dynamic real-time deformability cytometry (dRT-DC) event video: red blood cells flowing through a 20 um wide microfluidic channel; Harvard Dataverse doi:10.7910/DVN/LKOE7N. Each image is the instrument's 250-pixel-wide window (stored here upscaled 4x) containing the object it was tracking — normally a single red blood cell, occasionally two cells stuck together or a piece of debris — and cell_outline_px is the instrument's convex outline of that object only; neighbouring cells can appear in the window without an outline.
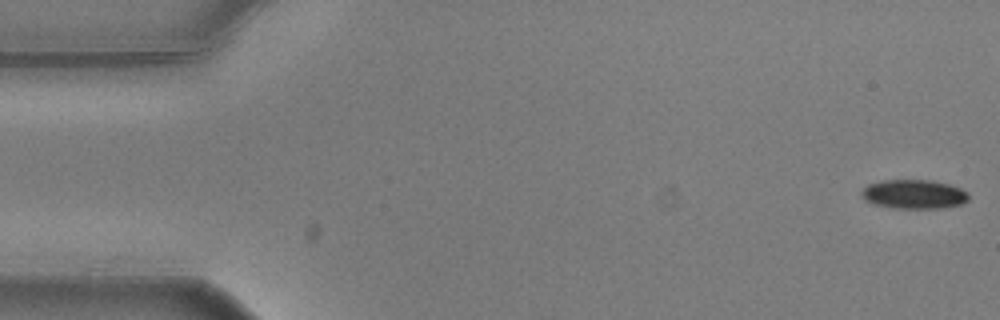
{"species": "common noctule bat (a hibernating species)", "species_latin": "Nyctalus noctula", "temperature_condition": "warm", "stored_images_in_passage": 55, "camera_frame_rate_fps": 3000, "um_per_image_px": 0.085, "animal": {"sex": "male", "body_mass_g": 20.5, "forearm_length_mm": 52.5}, "frame": {"image": 1, "passage_image": 1, "time_ms": 0.0, "image_size_px": [1000, 320], "cell_outline_px": [[968, 200], [960, 204], [944, 208], [892, 208], [872, 204], [864, 200], [860, 196], [860, 192], [868, 184], [880, 180], [932, 180], [948, 184], [960, 188], [968, 192]], "centroid_in_image_um": [77.64, 16.51], "position_along_channel_um": 7.4, "area_um2": 18.38}}
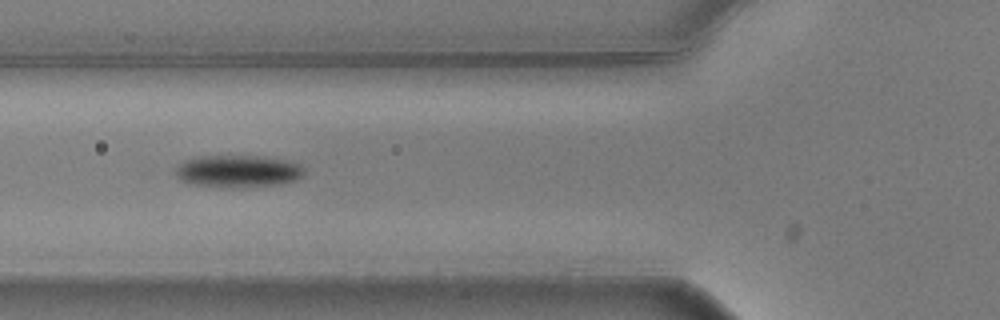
{"frame": {"image": 2, "passage_image": 20, "time_ms": 6.333, "image_size_px": [1000, 320], "cell_outline_px": [[304, 172], [296, 180], [280, 184], [240, 188], [220, 188], [192, 184], [180, 180], [176, 176], [172, 168], [184, 160], [200, 156], [264, 156], [288, 160], [300, 164], [304, 168]], "centroid_in_image_um": [20.18, 14.56], "position_along_channel_um": 105.6, "area_um2": 24.8}}
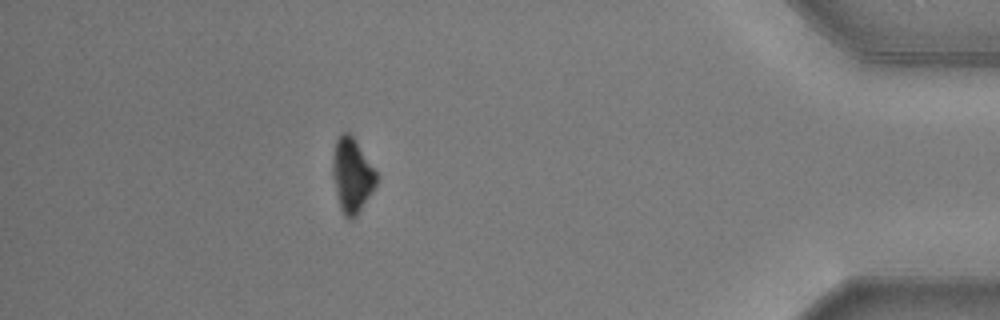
{"frame": {"image": 3, "passage_image": 49, "time_ms": 16.0, "image_size_px": [1000, 320], "cell_outline_px": [[376, 184], [356, 216], [352, 220], [344, 216], [340, 208], [332, 176], [332, 152], [336, 140], [340, 132], [352, 132], [376, 172]], "centroid_in_image_um": [29.88, 14.83], "position_along_channel_um": 405.3, "area_um2": 19.07}, "authors_computed_cell_mechanics": {"area_um2": 21.4438, "velocity_mm_per_s": 3.6286, "shape_relaxation_time_tau1_ms": 1.5759, "shape_relaxation_time_tau2_ms": null, "deformation_change_tau1": 0.106, "deformation_change_tau2": null}}